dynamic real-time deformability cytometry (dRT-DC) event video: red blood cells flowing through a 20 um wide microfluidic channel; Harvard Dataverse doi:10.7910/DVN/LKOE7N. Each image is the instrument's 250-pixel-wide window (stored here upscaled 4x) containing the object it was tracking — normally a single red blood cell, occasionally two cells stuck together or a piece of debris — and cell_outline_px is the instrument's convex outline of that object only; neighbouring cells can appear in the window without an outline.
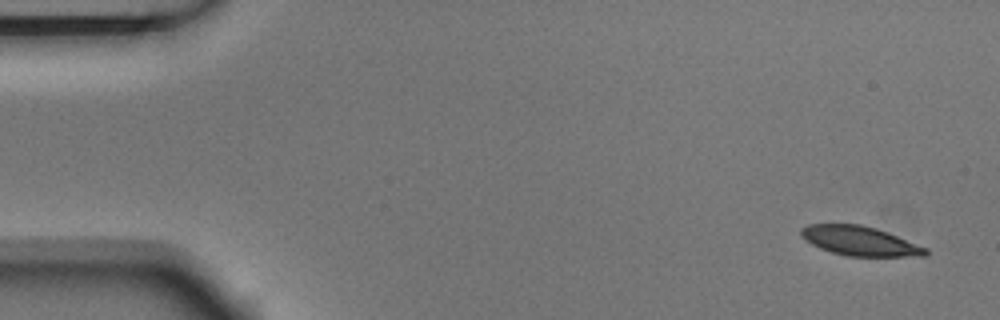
{"species": "Egyptian fruit bat (a non-hibernating species)", "species_latin": "Rousettus aegyptiacus", "temperature_condition": "room temperature", "stored_images_in_passage": 5, "camera_frame_rate_fps": 3000, "um_per_image_px": 0.085, "animal": {"sex": "male"}, "frame": {"image": 1, "passage_image": 1, "time_ms": 0.0, "image_size_px": [1000, 320], "cell_outline_px": [[928, 256], [848, 256], [832, 252], [820, 248], [804, 240], [800, 236], [800, 228], [808, 224], [860, 224], [876, 228], [888, 232], [928, 248]], "centroid_in_image_um": [73.08, 20.47], "position_along_channel_um": 11.9, "area_um2": 21.44}}
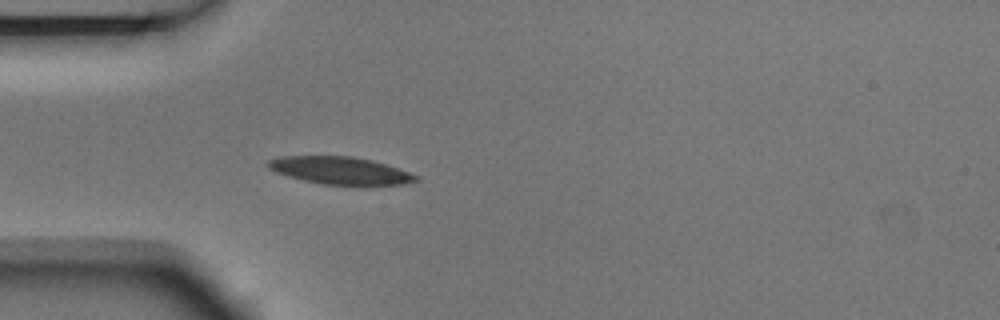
{"frame": {"image": 2, "passage_image": 5, "time_ms": 1.333, "image_size_px": [1000, 320], "cell_outline_px": [[420, 180], [404, 184], [356, 188], [324, 184], [304, 180], [288, 176], [276, 172], [268, 168], [264, 164], [268, 160], [280, 156], [352, 156], [372, 160], [420, 176]], "centroid_in_image_um": [28.96, 14.54], "position_along_channel_um": 56.0, "area_um2": 24.51}}